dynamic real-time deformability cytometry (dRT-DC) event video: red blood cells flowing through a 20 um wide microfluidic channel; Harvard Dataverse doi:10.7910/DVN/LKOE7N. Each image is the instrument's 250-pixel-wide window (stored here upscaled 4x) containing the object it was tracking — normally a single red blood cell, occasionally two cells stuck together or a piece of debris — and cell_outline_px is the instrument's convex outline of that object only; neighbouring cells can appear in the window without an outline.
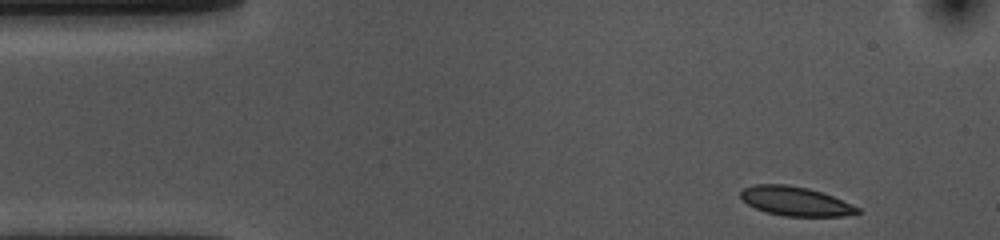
{"species": "common noctule bat (a hibernating species)", "species_latin": "Nyctalus noctula", "temperature_condition": "cold", "stored_images_in_passage": 50, "camera_frame_rate_fps": 3000, "um_per_image_px": 0.085, "animal": {"sex": "female", "body_mass_g": 10.0, "forearm_length_mm": 53.1}, "frame": {"image": 1, "passage_image": 1, "time_ms": 0.0, "image_size_px": [1000, 240], "cell_outline_px": [[860, 212], [840, 216], [784, 216], [768, 212], [756, 208], [748, 204], [740, 196], [740, 192], [744, 188], [756, 184], [788, 184], [808, 188], [832, 196], [860, 208]], "centroid_in_image_um": [67.59, 17.09], "position_along_channel_um": 17.4, "area_um2": 19.54}}
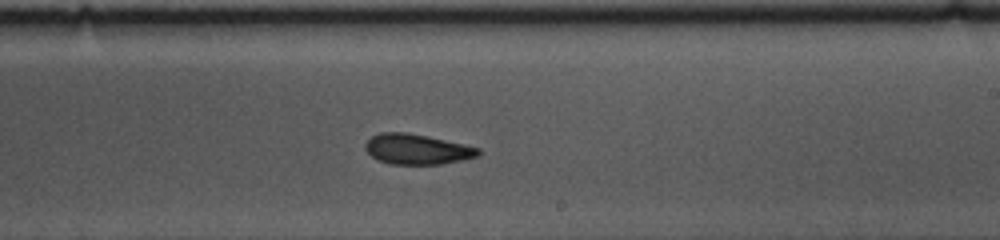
{"frame": {"image": 2, "passage_image": 27, "time_ms": 8.667, "image_size_px": [1000, 240], "cell_outline_px": [[480, 156], [440, 164], [392, 164], [380, 160], [372, 156], [364, 148], [364, 144], [372, 136], [380, 132], [408, 132], [464, 144], [480, 148]], "centroid_in_image_um": [35.45, 12.67], "position_along_channel_um": 253.6, "area_um2": 19.83}}
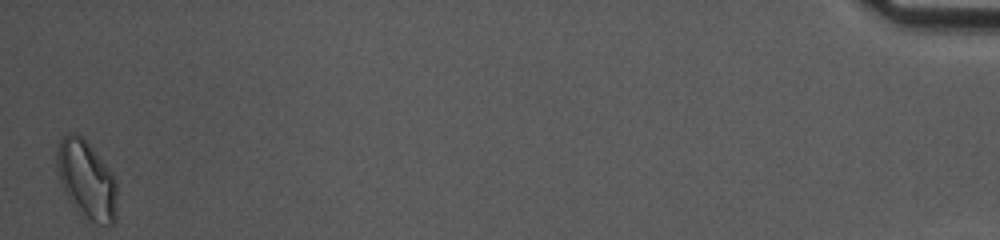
{"frame": {"image": 3, "passage_image": 50, "time_ms": 16.333, "image_size_px": [1000, 240], "cell_outline_px": [[116, 224], [96, 224], [80, 216], [64, 192], [56, 172], [56, 148], [60, 136], [68, 132], [72, 132], [80, 136], [92, 148], [116, 180]], "centroid_in_image_um": [7.31, 15.3], "position_along_channel_um": 427.9, "area_um2": 27.74}, "authors_computed_cell_mechanics": {"area_um2": 20.4612, "velocity_mm_per_s": 3.5677, "shape_relaxation_time_tau1_ms": 6.4486, "shape_relaxation_time_tau2_ms": 4.2614, "deformation_change_tau1": 0.1231, "deformation_change_tau2": 0.071}}